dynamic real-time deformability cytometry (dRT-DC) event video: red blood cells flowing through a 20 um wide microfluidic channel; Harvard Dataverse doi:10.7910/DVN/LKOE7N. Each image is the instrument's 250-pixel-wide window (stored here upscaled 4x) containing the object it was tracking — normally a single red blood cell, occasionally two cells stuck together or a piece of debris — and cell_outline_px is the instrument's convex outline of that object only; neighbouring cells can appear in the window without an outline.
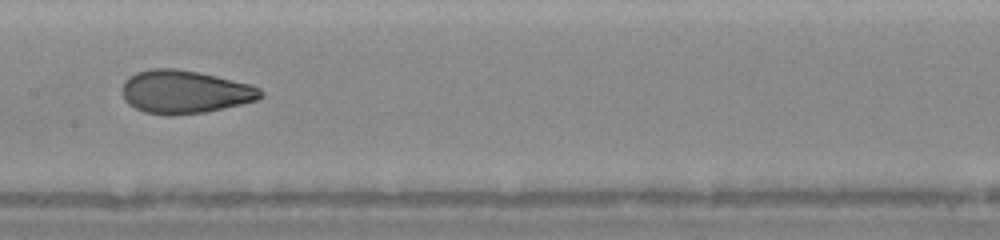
{"species": "human", "species_latin": "Homo sapiens", "temperature_condition": "warm", "stored_images_in_passage": 29, "camera_frame_rate_fps": 3000, "um_per_image_px": 0.085, "donor": {"sex": "female"}, "frame": {"image": 1, "passage_image": 13, "time_ms": 7.333, "image_size_px": [1000, 240], "cell_outline_px": [[264, 96], [256, 100], [240, 104], [204, 112], [144, 112], [128, 104], [124, 100], [120, 88], [124, 80], [128, 76], [136, 72], [152, 68], [176, 68], [200, 72], [248, 84], [260, 88], [264, 92]], "centroid_in_image_um": [15.67, 7.75], "position_along_channel_um": 191.7, "area_um2": 34.16}}
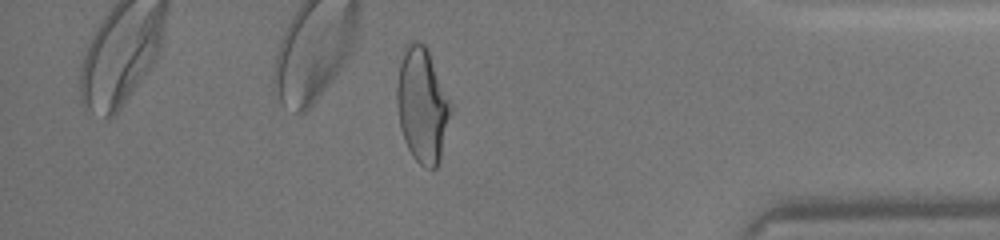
{"frame": {"image": 2, "passage_image": 25, "time_ms": 12.667, "image_size_px": [1000, 240], "cell_outline_px": [[452, 108], [440, 160], [436, 168], [424, 168], [412, 156], [404, 140], [400, 128], [396, 104], [396, 88], [400, 64], [404, 44], [412, 40], [424, 44], [428, 48], [452, 104]], "centroid_in_image_um": [35.88, 8.91], "position_along_channel_um": 399.3, "area_um2": 36.41}}